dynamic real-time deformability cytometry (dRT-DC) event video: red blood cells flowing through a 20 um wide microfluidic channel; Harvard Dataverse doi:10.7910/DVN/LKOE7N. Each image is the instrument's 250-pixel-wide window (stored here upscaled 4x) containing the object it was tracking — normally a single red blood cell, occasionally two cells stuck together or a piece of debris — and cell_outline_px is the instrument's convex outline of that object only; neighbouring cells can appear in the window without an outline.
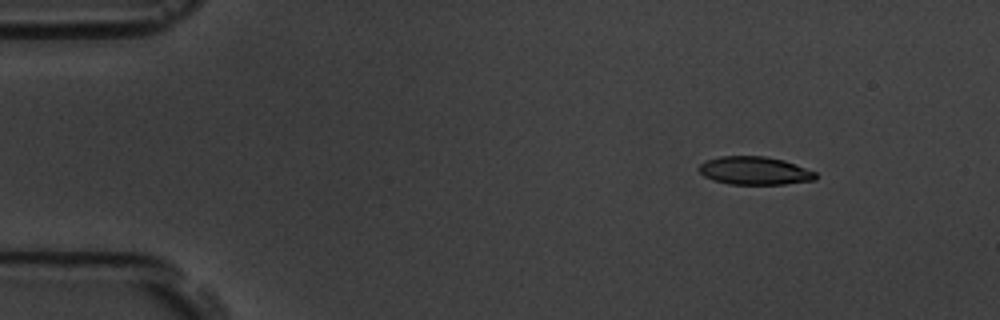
{"species": "common noctule bat (a hibernating species)", "species_latin": "Nyctalus noctula", "temperature_condition": "room temperature", "stored_images_in_passage": 3, "camera_frame_rate_fps": 3000, "um_per_image_px": 0.085, "animal": {"sex": "male", "body_mass_g": 19.5, "forearm_length_mm": 54.6}, "frame": {"image": 1, "passage_image": 1, "time_ms": 0.0, "image_size_px": [1000, 320], "cell_outline_px": [[816, 180], [784, 184], [728, 184], [712, 180], [704, 176], [696, 168], [704, 160], [720, 156], [764, 156], [784, 160], [816, 172]], "centroid_in_image_um": [64.1, 14.51], "position_along_channel_um": 20.9, "area_um2": 19.25}}